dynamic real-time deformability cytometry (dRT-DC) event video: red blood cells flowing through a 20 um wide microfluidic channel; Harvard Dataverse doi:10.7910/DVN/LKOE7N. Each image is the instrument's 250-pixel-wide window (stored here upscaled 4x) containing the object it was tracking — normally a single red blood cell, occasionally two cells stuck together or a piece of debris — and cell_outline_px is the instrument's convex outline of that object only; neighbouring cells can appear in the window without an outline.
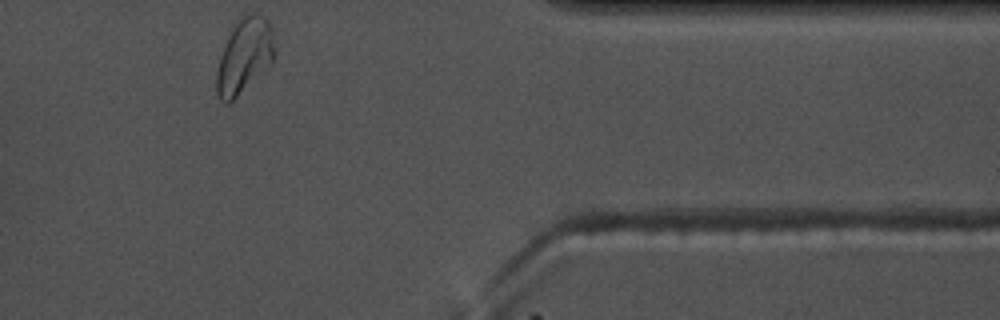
{"species": "common noctule bat (a hibernating species)", "species_latin": "Nyctalus noctula", "temperature_condition": "warm", "stored_images_in_passage": 35, "camera_frame_rate_fps": 3000, "um_per_image_px": 0.085, "animal": {"sex": "male", "body_mass_g": 17.5, "forearm_length_mm": 52.3}, "frame": {"image": 1, "passage_image": 35, "time_ms": 11.333, "image_size_px": [1000, 320], "cell_outline_px": [[272, 60], [228, 104], [224, 104], [220, 100], [216, 92], [216, 68], [220, 56], [228, 36], [240, 16], [244, 12], [256, 12], [264, 16], [268, 20], [272, 32]], "centroid_in_image_um": [20.7, 4.69], "position_along_channel_um": 390.7, "area_um2": 24.57}, "authors_computed_cell_mechanics": {"area_um2": 20.9236, "velocity_mm_per_s": 3.5958, "shape_relaxation_time_tau1_ms": 6.6168, "shape_relaxation_time_tau2_ms": 4.6138, "deformation_change_tau1": 0.191, "deformation_change_tau2": 0.105}}